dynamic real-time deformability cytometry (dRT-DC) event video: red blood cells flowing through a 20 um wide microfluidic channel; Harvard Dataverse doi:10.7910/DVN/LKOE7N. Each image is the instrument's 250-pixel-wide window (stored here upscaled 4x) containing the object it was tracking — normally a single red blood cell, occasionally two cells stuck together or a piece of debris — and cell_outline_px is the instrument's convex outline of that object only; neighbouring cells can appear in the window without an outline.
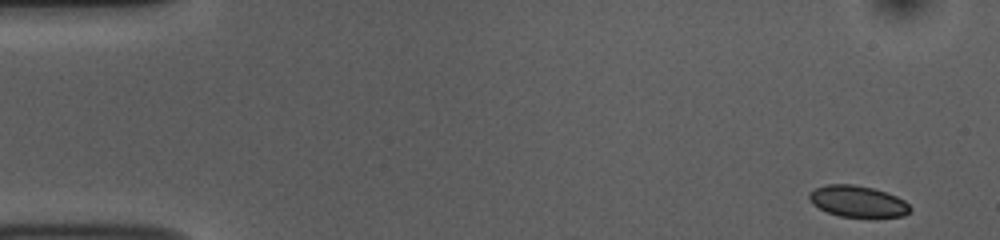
{"species": "common noctule bat (a hibernating species)", "species_latin": "Nyctalus noctula", "temperature_condition": "room temperature", "stored_images_in_passage": 11, "camera_frame_rate_fps": 3000, "um_per_image_px": 0.085, "animal": {"sex": "female", "body_mass_g": 10.0, "forearm_length_mm": 53.1}, "frame": {"image": 1, "passage_image": 1, "time_ms": 0.0, "image_size_px": [1000, 240], "cell_outline_px": [[912, 208], [904, 216], [840, 216], [828, 212], [812, 204], [808, 196], [808, 192], [816, 188], [828, 184], [852, 184], [872, 188], [896, 196], [904, 200]], "centroid_in_image_um": [72.88, 17.1], "position_along_channel_um": 12.1, "area_um2": 18.09}}